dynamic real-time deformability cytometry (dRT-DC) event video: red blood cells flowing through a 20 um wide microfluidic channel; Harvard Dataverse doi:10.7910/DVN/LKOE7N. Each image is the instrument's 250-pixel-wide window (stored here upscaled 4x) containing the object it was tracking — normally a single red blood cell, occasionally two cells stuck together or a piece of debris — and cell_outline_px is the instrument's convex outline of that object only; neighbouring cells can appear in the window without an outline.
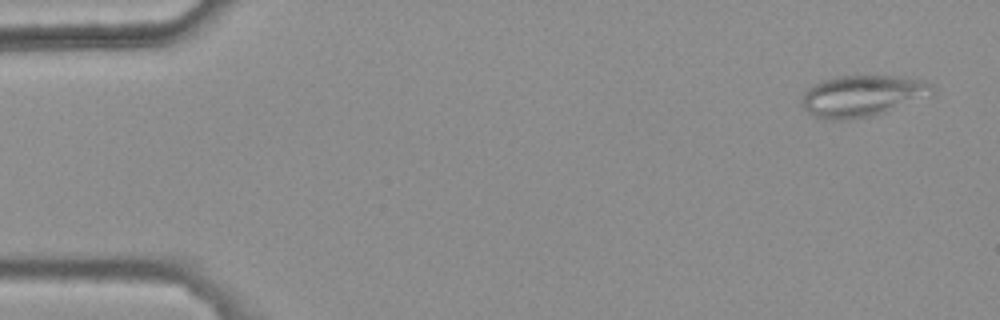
{"species": "common noctule bat (a hibernating species)", "species_latin": "Nyctalus noctula", "temperature_condition": "warm", "stored_images_in_passage": 48, "camera_frame_rate_fps": 3000, "um_per_image_px": 0.085, "animal": {"sex": "female", "body_mass_g": 25.1}, "frame": {"image": 1, "passage_image": 3, "time_ms": 0.667, "image_size_px": [1000, 320], "cell_outline_px": [[936, 92], [884, 112], [872, 116], [844, 120], [828, 120], [812, 116], [804, 108], [804, 92], [808, 84], [832, 76], [904, 76], [924, 80], [932, 84], [936, 88]], "centroid_in_image_um": [73.26, 8.12], "position_along_channel_um": 11.7, "area_um2": 31.62}}
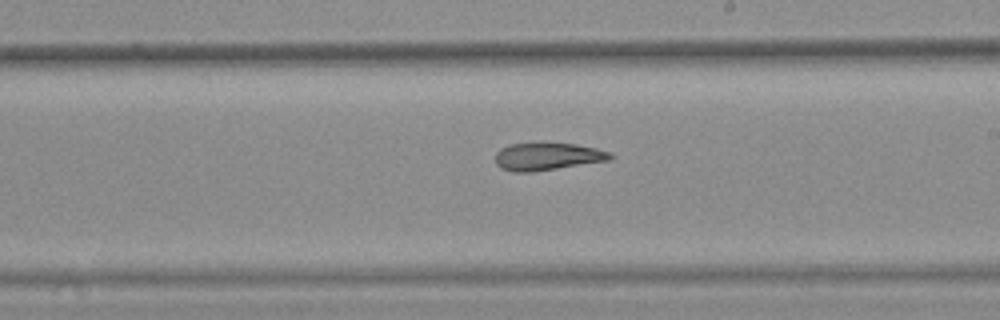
{"frame": {"image": 2, "passage_image": 31, "time_ms": 10.0, "image_size_px": [1000, 320], "cell_outline_px": [[616, 156], [608, 160], [532, 172], [512, 172], [500, 168], [496, 164], [496, 152], [500, 148], [508, 144], [576, 144], [596, 148], [612, 152]], "centroid_in_image_um": [46.52, 13.31], "position_along_channel_um": 242.5, "area_um2": 18.26}}
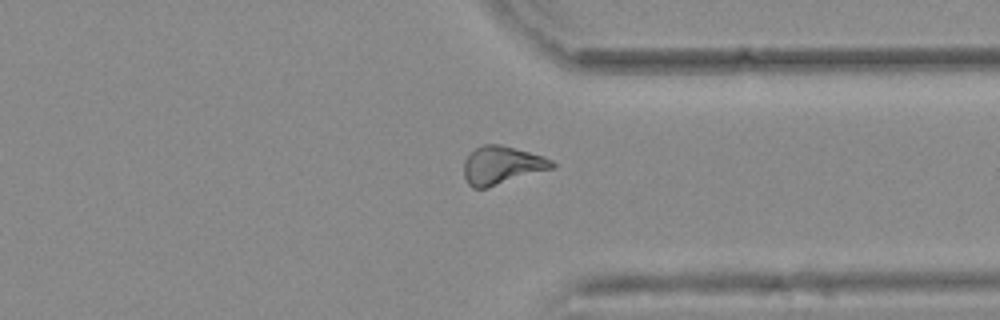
{"frame": {"image": 3, "passage_image": 41, "time_ms": 13.333, "image_size_px": [1000, 320], "cell_outline_px": [[556, 168], [488, 188], [472, 188], [468, 184], [464, 176], [464, 160], [476, 148], [484, 144], [500, 144], [544, 156], [552, 160], [556, 164]], "centroid_in_image_um": [42.69, 14.06], "position_along_channel_um": 368.7, "area_um2": 19.83}, "authors_computed_cell_mechanics": {"area_um2": 19.4786, "velocity_mm_per_s": 3.8038, "shape_relaxation_time_tau1_ms": null, "shape_relaxation_time_tau2_ms": 4.4455, "deformation_change_tau1": null, "deformation_change_tau2": 0.1364}}